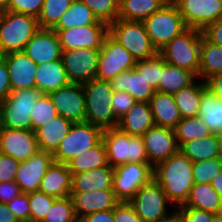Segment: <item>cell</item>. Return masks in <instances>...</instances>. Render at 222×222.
<instances>
[{
  "label": "cell",
  "instance_id": "e7e4bbea",
  "mask_svg": "<svg viewBox=\"0 0 222 222\" xmlns=\"http://www.w3.org/2000/svg\"><path fill=\"white\" fill-rule=\"evenodd\" d=\"M212 222H222V212L214 214Z\"/></svg>",
  "mask_w": 222,
  "mask_h": 222
},
{
  "label": "cell",
  "instance_id": "4fadbf2b",
  "mask_svg": "<svg viewBox=\"0 0 222 222\" xmlns=\"http://www.w3.org/2000/svg\"><path fill=\"white\" fill-rule=\"evenodd\" d=\"M100 49L62 51L61 59L70 83L84 84L96 78Z\"/></svg>",
  "mask_w": 222,
  "mask_h": 222
},
{
  "label": "cell",
  "instance_id": "f907efd6",
  "mask_svg": "<svg viewBox=\"0 0 222 222\" xmlns=\"http://www.w3.org/2000/svg\"><path fill=\"white\" fill-rule=\"evenodd\" d=\"M175 210L181 222H212L214 216V213L192 207H178Z\"/></svg>",
  "mask_w": 222,
  "mask_h": 222
},
{
  "label": "cell",
  "instance_id": "1f68e13d",
  "mask_svg": "<svg viewBox=\"0 0 222 222\" xmlns=\"http://www.w3.org/2000/svg\"><path fill=\"white\" fill-rule=\"evenodd\" d=\"M206 88V82L197 78L191 85L173 95L182 118L198 116L202 93Z\"/></svg>",
  "mask_w": 222,
  "mask_h": 222
},
{
  "label": "cell",
  "instance_id": "91938a15",
  "mask_svg": "<svg viewBox=\"0 0 222 222\" xmlns=\"http://www.w3.org/2000/svg\"><path fill=\"white\" fill-rule=\"evenodd\" d=\"M0 222H19L7 204L0 202Z\"/></svg>",
  "mask_w": 222,
  "mask_h": 222
},
{
  "label": "cell",
  "instance_id": "d6a6232c",
  "mask_svg": "<svg viewBox=\"0 0 222 222\" xmlns=\"http://www.w3.org/2000/svg\"><path fill=\"white\" fill-rule=\"evenodd\" d=\"M196 79L197 76L193 72L166 63L156 91L174 95L182 88L191 85Z\"/></svg>",
  "mask_w": 222,
  "mask_h": 222
},
{
  "label": "cell",
  "instance_id": "6f0895ef",
  "mask_svg": "<svg viewBox=\"0 0 222 222\" xmlns=\"http://www.w3.org/2000/svg\"><path fill=\"white\" fill-rule=\"evenodd\" d=\"M79 222H115L113 210L99 211L83 217Z\"/></svg>",
  "mask_w": 222,
  "mask_h": 222
},
{
  "label": "cell",
  "instance_id": "f1b7e54d",
  "mask_svg": "<svg viewBox=\"0 0 222 222\" xmlns=\"http://www.w3.org/2000/svg\"><path fill=\"white\" fill-rule=\"evenodd\" d=\"M149 103L155 125L174 129L182 120L172 94L156 91Z\"/></svg>",
  "mask_w": 222,
  "mask_h": 222
},
{
  "label": "cell",
  "instance_id": "4dcf8cb0",
  "mask_svg": "<svg viewBox=\"0 0 222 222\" xmlns=\"http://www.w3.org/2000/svg\"><path fill=\"white\" fill-rule=\"evenodd\" d=\"M169 0H119L118 19L143 22Z\"/></svg>",
  "mask_w": 222,
  "mask_h": 222
},
{
  "label": "cell",
  "instance_id": "603a6c76",
  "mask_svg": "<svg viewBox=\"0 0 222 222\" xmlns=\"http://www.w3.org/2000/svg\"><path fill=\"white\" fill-rule=\"evenodd\" d=\"M111 84L113 91L128 92L137 102H149L156 92L135 68L118 74Z\"/></svg>",
  "mask_w": 222,
  "mask_h": 222
},
{
  "label": "cell",
  "instance_id": "7402d4cb",
  "mask_svg": "<svg viewBox=\"0 0 222 222\" xmlns=\"http://www.w3.org/2000/svg\"><path fill=\"white\" fill-rule=\"evenodd\" d=\"M70 196L79 221L95 212L113 210L120 203L113 190L71 192Z\"/></svg>",
  "mask_w": 222,
  "mask_h": 222
},
{
  "label": "cell",
  "instance_id": "836d02e7",
  "mask_svg": "<svg viewBox=\"0 0 222 222\" xmlns=\"http://www.w3.org/2000/svg\"><path fill=\"white\" fill-rule=\"evenodd\" d=\"M222 73V47L211 43L204 35L200 45L199 79L207 81Z\"/></svg>",
  "mask_w": 222,
  "mask_h": 222
},
{
  "label": "cell",
  "instance_id": "ac0fdd59",
  "mask_svg": "<svg viewBox=\"0 0 222 222\" xmlns=\"http://www.w3.org/2000/svg\"><path fill=\"white\" fill-rule=\"evenodd\" d=\"M54 162L52 153L38 150L26 161L20 163L15 182L22 193L29 194L39 191L41 180Z\"/></svg>",
  "mask_w": 222,
  "mask_h": 222
},
{
  "label": "cell",
  "instance_id": "03108f58",
  "mask_svg": "<svg viewBox=\"0 0 222 222\" xmlns=\"http://www.w3.org/2000/svg\"><path fill=\"white\" fill-rule=\"evenodd\" d=\"M165 222H181L180 218L176 215H174L171 219L165 221Z\"/></svg>",
  "mask_w": 222,
  "mask_h": 222
},
{
  "label": "cell",
  "instance_id": "94428289",
  "mask_svg": "<svg viewBox=\"0 0 222 222\" xmlns=\"http://www.w3.org/2000/svg\"><path fill=\"white\" fill-rule=\"evenodd\" d=\"M210 184L222 198V170L212 179Z\"/></svg>",
  "mask_w": 222,
  "mask_h": 222
},
{
  "label": "cell",
  "instance_id": "60d3db41",
  "mask_svg": "<svg viewBox=\"0 0 222 222\" xmlns=\"http://www.w3.org/2000/svg\"><path fill=\"white\" fill-rule=\"evenodd\" d=\"M41 222H79L72 197L56 198Z\"/></svg>",
  "mask_w": 222,
  "mask_h": 222
},
{
  "label": "cell",
  "instance_id": "52a82bcc",
  "mask_svg": "<svg viewBox=\"0 0 222 222\" xmlns=\"http://www.w3.org/2000/svg\"><path fill=\"white\" fill-rule=\"evenodd\" d=\"M128 203L143 222H165L176 215V210L168 212L172 203L154 178L144 184Z\"/></svg>",
  "mask_w": 222,
  "mask_h": 222
},
{
  "label": "cell",
  "instance_id": "8d00e7d4",
  "mask_svg": "<svg viewBox=\"0 0 222 222\" xmlns=\"http://www.w3.org/2000/svg\"><path fill=\"white\" fill-rule=\"evenodd\" d=\"M198 116L213 133L222 132V101L208 88L202 93Z\"/></svg>",
  "mask_w": 222,
  "mask_h": 222
},
{
  "label": "cell",
  "instance_id": "5b68a950",
  "mask_svg": "<svg viewBox=\"0 0 222 222\" xmlns=\"http://www.w3.org/2000/svg\"><path fill=\"white\" fill-rule=\"evenodd\" d=\"M202 30L187 28L171 40L159 54L170 65L187 69L199 79L200 45Z\"/></svg>",
  "mask_w": 222,
  "mask_h": 222
},
{
  "label": "cell",
  "instance_id": "d590c367",
  "mask_svg": "<svg viewBox=\"0 0 222 222\" xmlns=\"http://www.w3.org/2000/svg\"><path fill=\"white\" fill-rule=\"evenodd\" d=\"M108 165L107 150L103 140L67 163L71 173H81Z\"/></svg>",
  "mask_w": 222,
  "mask_h": 222
},
{
  "label": "cell",
  "instance_id": "ba28073f",
  "mask_svg": "<svg viewBox=\"0 0 222 222\" xmlns=\"http://www.w3.org/2000/svg\"><path fill=\"white\" fill-rule=\"evenodd\" d=\"M142 23L158 52L187 29L180 11L172 1L167 2Z\"/></svg>",
  "mask_w": 222,
  "mask_h": 222
},
{
  "label": "cell",
  "instance_id": "681fc988",
  "mask_svg": "<svg viewBox=\"0 0 222 222\" xmlns=\"http://www.w3.org/2000/svg\"><path fill=\"white\" fill-rule=\"evenodd\" d=\"M7 206L14 212L19 222H30L29 194H19L7 203Z\"/></svg>",
  "mask_w": 222,
  "mask_h": 222
},
{
  "label": "cell",
  "instance_id": "f5cc1de1",
  "mask_svg": "<svg viewBox=\"0 0 222 222\" xmlns=\"http://www.w3.org/2000/svg\"><path fill=\"white\" fill-rule=\"evenodd\" d=\"M113 212L115 222H143L128 202H120Z\"/></svg>",
  "mask_w": 222,
  "mask_h": 222
},
{
  "label": "cell",
  "instance_id": "d6986e66",
  "mask_svg": "<svg viewBox=\"0 0 222 222\" xmlns=\"http://www.w3.org/2000/svg\"><path fill=\"white\" fill-rule=\"evenodd\" d=\"M39 150L37 137L33 130H18L1 127L0 152L23 162Z\"/></svg>",
  "mask_w": 222,
  "mask_h": 222
},
{
  "label": "cell",
  "instance_id": "f6af8a7d",
  "mask_svg": "<svg viewBox=\"0 0 222 222\" xmlns=\"http://www.w3.org/2000/svg\"><path fill=\"white\" fill-rule=\"evenodd\" d=\"M58 116L52 100L47 94H42L31 112V127L35 131L49 120Z\"/></svg>",
  "mask_w": 222,
  "mask_h": 222
},
{
  "label": "cell",
  "instance_id": "7dc6e473",
  "mask_svg": "<svg viewBox=\"0 0 222 222\" xmlns=\"http://www.w3.org/2000/svg\"><path fill=\"white\" fill-rule=\"evenodd\" d=\"M44 0H10L8 11L38 17Z\"/></svg>",
  "mask_w": 222,
  "mask_h": 222
},
{
  "label": "cell",
  "instance_id": "816d5d0a",
  "mask_svg": "<svg viewBox=\"0 0 222 222\" xmlns=\"http://www.w3.org/2000/svg\"><path fill=\"white\" fill-rule=\"evenodd\" d=\"M20 161L0 152V182L15 181Z\"/></svg>",
  "mask_w": 222,
  "mask_h": 222
},
{
  "label": "cell",
  "instance_id": "ee69618b",
  "mask_svg": "<svg viewBox=\"0 0 222 222\" xmlns=\"http://www.w3.org/2000/svg\"><path fill=\"white\" fill-rule=\"evenodd\" d=\"M222 170L219 157L193 162L192 175L194 184L211 183L212 179Z\"/></svg>",
  "mask_w": 222,
  "mask_h": 222
},
{
  "label": "cell",
  "instance_id": "44dd1931",
  "mask_svg": "<svg viewBox=\"0 0 222 222\" xmlns=\"http://www.w3.org/2000/svg\"><path fill=\"white\" fill-rule=\"evenodd\" d=\"M10 77L11 90L36 88L37 64L23 51L11 52L2 56Z\"/></svg>",
  "mask_w": 222,
  "mask_h": 222
},
{
  "label": "cell",
  "instance_id": "ab89813d",
  "mask_svg": "<svg viewBox=\"0 0 222 222\" xmlns=\"http://www.w3.org/2000/svg\"><path fill=\"white\" fill-rule=\"evenodd\" d=\"M74 0H44L37 17L40 28L52 29Z\"/></svg>",
  "mask_w": 222,
  "mask_h": 222
},
{
  "label": "cell",
  "instance_id": "5bb4252c",
  "mask_svg": "<svg viewBox=\"0 0 222 222\" xmlns=\"http://www.w3.org/2000/svg\"><path fill=\"white\" fill-rule=\"evenodd\" d=\"M180 11L187 28L204 30L222 19L221 0H172Z\"/></svg>",
  "mask_w": 222,
  "mask_h": 222
},
{
  "label": "cell",
  "instance_id": "f35d334b",
  "mask_svg": "<svg viewBox=\"0 0 222 222\" xmlns=\"http://www.w3.org/2000/svg\"><path fill=\"white\" fill-rule=\"evenodd\" d=\"M174 131L179 148L184 143L199 138L201 139L213 134V132L207 127L203 120L199 118V116L182 118V120L174 128Z\"/></svg>",
  "mask_w": 222,
  "mask_h": 222
},
{
  "label": "cell",
  "instance_id": "83f0119b",
  "mask_svg": "<svg viewBox=\"0 0 222 222\" xmlns=\"http://www.w3.org/2000/svg\"><path fill=\"white\" fill-rule=\"evenodd\" d=\"M154 119L149 102H136L119 120L117 127L129 135L142 136L154 126Z\"/></svg>",
  "mask_w": 222,
  "mask_h": 222
},
{
  "label": "cell",
  "instance_id": "f546056e",
  "mask_svg": "<svg viewBox=\"0 0 222 222\" xmlns=\"http://www.w3.org/2000/svg\"><path fill=\"white\" fill-rule=\"evenodd\" d=\"M180 207H192L216 214L222 212V198L210 183L194 184L187 201Z\"/></svg>",
  "mask_w": 222,
  "mask_h": 222
},
{
  "label": "cell",
  "instance_id": "9a60e30c",
  "mask_svg": "<svg viewBox=\"0 0 222 222\" xmlns=\"http://www.w3.org/2000/svg\"><path fill=\"white\" fill-rule=\"evenodd\" d=\"M53 30L58 35L62 51L80 48L101 49L104 38L109 33V26L92 24Z\"/></svg>",
  "mask_w": 222,
  "mask_h": 222
},
{
  "label": "cell",
  "instance_id": "b9f144b4",
  "mask_svg": "<svg viewBox=\"0 0 222 222\" xmlns=\"http://www.w3.org/2000/svg\"><path fill=\"white\" fill-rule=\"evenodd\" d=\"M165 64L163 57L158 53L152 58L137 61L134 68L138 73L143 74L148 84L156 90Z\"/></svg>",
  "mask_w": 222,
  "mask_h": 222
},
{
  "label": "cell",
  "instance_id": "74e56055",
  "mask_svg": "<svg viewBox=\"0 0 222 222\" xmlns=\"http://www.w3.org/2000/svg\"><path fill=\"white\" fill-rule=\"evenodd\" d=\"M179 150L192 162L219 157L217 134L184 143Z\"/></svg>",
  "mask_w": 222,
  "mask_h": 222
},
{
  "label": "cell",
  "instance_id": "be15d7a7",
  "mask_svg": "<svg viewBox=\"0 0 222 222\" xmlns=\"http://www.w3.org/2000/svg\"><path fill=\"white\" fill-rule=\"evenodd\" d=\"M10 0H0V12L6 11L9 7Z\"/></svg>",
  "mask_w": 222,
  "mask_h": 222
},
{
  "label": "cell",
  "instance_id": "7a4b0ae2",
  "mask_svg": "<svg viewBox=\"0 0 222 222\" xmlns=\"http://www.w3.org/2000/svg\"><path fill=\"white\" fill-rule=\"evenodd\" d=\"M85 94V121L103 130L117 127L119 120L112 108L113 87L111 81L93 79L82 84Z\"/></svg>",
  "mask_w": 222,
  "mask_h": 222
},
{
  "label": "cell",
  "instance_id": "3957f363",
  "mask_svg": "<svg viewBox=\"0 0 222 222\" xmlns=\"http://www.w3.org/2000/svg\"><path fill=\"white\" fill-rule=\"evenodd\" d=\"M39 29L34 16L8 10L0 12V56L23 51Z\"/></svg>",
  "mask_w": 222,
  "mask_h": 222
},
{
  "label": "cell",
  "instance_id": "d4e9b609",
  "mask_svg": "<svg viewBox=\"0 0 222 222\" xmlns=\"http://www.w3.org/2000/svg\"><path fill=\"white\" fill-rule=\"evenodd\" d=\"M72 173L67 164L53 162L41 180L39 191L54 198L71 195Z\"/></svg>",
  "mask_w": 222,
  "mask_h": 222
},
{
  "label": "cell",
  "instance_id": "9c48e42d",
  "mask_svg": "<svg viewBox=\"0 0 222 222\" xmlns=\"http://www.w3.org/2000/svg\"><path fill=\"white\" fill-rule=\"evenodd\" d=\"M109 34L119 42L136 61L152 58L159 53L152 44L142 22L117 19L109 25Z\"/></svg>",
  "mask_w": 222,
  "mask_h": 222
},
{
  "label": "cell",
  "instance_id": "ffe728a7",
  "mask_svg": "<svg viewBox=\"0 0 222 222\" xmlns=\"http://www.w3.org/2000/svg\"><path fill=\"white\" fill-rule=\"evenodd\" d=\"M23 52L37 65L61 59L62 49L56 31L40 28Z\"/></svg>",
  "mask_w": 222,
  "mask_h": 222
},
{
  "label": "cell",
  "instance_id": "cb8c5ba5",
  "mask_svg": "<svg viewBox=\"0 0 222 222\" xmlns=\"http://www.w3.org/2000/svg\"><path fill=\"white\" fill-rule=\"evenodd\" d=\"M114 167L106 165L81 173H72L71 192L113 190Z\"/></svg>",
  "mask_w": 222,
  "mask_h": 222
},
{
  "label": "cell",
  "instance_id": "9f6ffc18",
  "mask_svg": "<svg viewBox=\"0 0 222 222\" xmlns=\"http://www.w3.org/2000/svg\"><path fill=\"white\" fill-rule=\"evenodd\" d=\"M202 32L211 43L222 47V19L209 24Z\"/></svg>",
  "mask_w": 222,
  "mask_h": 222
},
{
  "label": "cell",
  "instance_id": "db71d44e",
  "mask_svg": "<svg viewBox=\"0 0 222 222\" xmlns=\"http://www.w3.org/2000/svg\"><path fill=\"white\" fill-rule=\"evenodd\" d=\"M19 185L15 181L0 182V202L9 203L21 194Z\"/></svg>",
  "mask_w": 222,
  "mask_h": 222
},
{
  "label": "cell",
  "instance_id": "6125c7cd",
  "mask_svg": "<svg viewBox=\"0 0 222 222\" xmlns=\"http://www.w3.org/2000/svg\"><path fill=\"white\" fill-rule=\"evenodd\" d=\"M217 141H218V153H219V158L222 162V132L217 133Z\"/></svg>",
  "mask_w": 222,
  "mask_h": 222
},
{
  "label": "cell",
  "instance_id": "e575fe53",
  "mask_svg": "<svg viewBox=\"0 0 222 222\" xmlns=\"http://www.w3.org/2000/svg\"><path fill=\"white\" fill-rule=\"evenodd\" d=\"M92 24L105 23L99 21L85 3L74 0L52 29H67Z\"/></svg>",
  "mask_w": 222,
  "mask_h": 222
},
{
  "label": "cell",
  "instance_id": "277c9868",
  "mask_svg": "<svg viewBox=\"0 0 222 222\" xmlns=\"http://www.w3.org/2000/svg\"><path fill=\"white\" fill-rule=\"evenodd\" d=\"M102 140L112 167L126 163H149L142 136L129 135L118 127L103 130Z\"/></svg>",
  "mask_w": 222,
  "mask_h": 222
},
{
  "label": "cell",
  "instance_id": "4316f807",
  "mask_svg": "<svg viewBox=\"0 0 222 222\" xmlns=\"http://www.w3.org/2000/svg\"><path fill=\"white\" fill-rule=\"evenodd\" d=\"M35 81L36 88L47 95L70 83L62 59L38 64Z\"/></svg>",
  "mask_w": 222,
  "mask_h": 222
},
{
  "label": "cell",
  "instance_id": "c3c4849f",
  "mask_svg": "<svg viewBox=\"0 0 222 222\" xmlns=\"http://www.w3.org/2000/svg\"><path fill=\"white\" fill-rule=\"evenodd\" d=\"M112 108L115 117L120 120L137 102L128 92L113 91Z\"/></svg>",
  "mask_w": 222,
  "mask_h": 222
},
{
  "label": "cell",
  "instance_id": "680465c9",
  "mask_svg": "<svg viewBox=\"0 0 222 222\" xmlns=\"http://www.w3.org/2000/svg\"><path fill=\"white\" fill-rule=\"evenodd\" d=\"M207 88L222 101V73L211 76L207 81Z\"/></svg>",
  "mask_w": 222,
  "mask_h": 222
},
{
  "label": "cell",
  "instance_id": "2e32d148",
  "mask_svg": "<svg viewBox=\"0 0 222 222\" xmlns=\"http://www.w3.org/2000/svg\"><path fill=\"white\" fill-rule=\"evenodd\" d=\"M48 96L58 115L73 123L85 121L86 101L82 84L69 83Z\"/></svg>",
  "mask_w": 222,
  "mask_h": 222
},
{
  "label": "cell",
  "instance_id": "6da1fadb",
  "mask_svg": "<svg viewBox=\"0 0 222 222\" xmlns=\"http://www.w3.org/2000/svg\"><path fill=\"white\" fill-rule=\"evenodd\" d=\"M192 168L193 162L180 150L153 168V178L175 209L185 204L194 185Z\"/></svg>",
  "mask_w": 222,
  "mask_h": 222
},
{
  "label": "cell",
  "instance_id": "484cf974",
  "mask_svg": "<svg viewBox=\"0 0 222 222\" xmlns=\"http://www.w3.org/2000/svg\"><path fill=\"white\" fill-rule=\"evenodd\" d=\"M73 122L58 115L35 130L39 150L54 153Z\"/></svg>",
  "mask_w": 222,
  "mask_h": 222
},
{
  "label": "cell",
  "instance_id": "8992f818",
  "mask_svg": "<svg viewBox=\"0 0 222 222\" xmlns=\"http://www.w3.org/2000/svg\"><path fill=\"white\" fill-rule=\"evenodd\" d=\"M41 95L37 88L11 91L0 103L1 127L32 130L31 112Z\"/></svg>",
  "mask_w": 222,
  "mask_h": 222
},
{
  "label": "cell",
  "instance_id": "8fae6325",
  "mask_svg": "<svg viewBox=\"0 0 222 222\" xmlns=\"http://www.w3.org/2000/svg\"><path fill=\"white\" fill-rule=\"evenodd\" d=\"M153 178L149 163H126L114 168L113 191L119 202H129Z\"/></svg>",
  "mask_w": 222,
  "mask_h": 222
},
{
  "label": "cell",
  "instance_id": "7bdbcfd3",
  "mask_svg": "<svg viewBox=\"0 0 222 222\" xmlns=\"http://www.w3.org/2000/svg\"><path fill=\"white\" fill-rule=\"evenodd\" d=\"M93 12L95 17L108 26L118 19L119 0H80Z\"/></svg>",
  "mask_w": 222,
  "mask_h": 222
},
{
  "label": "cell",
  "instance_id": "11a10c76",
  "mask_svg": "<svg viewBox=\"0 0 222 222\" xmlns=\"http://www.w3.org/2000/svg\"><path fill=\"white\" fill-rule=\"evenodd\" d=\"M10 77L6 62L0 56V103L4 101L11 93Z\"/></svg>",
  "mask_w": 222,
  "mask_h": 222
},
{
  "label": "cell",
  "instance_id": "7c38bea8",
  "mask_svg": "<svg viewBox=\"0 0 222 222\" xmlns=\"http://www.w3.org/2000/svg\"><path fill=\"white\" fill-rule=\"evenodd\" d=\"M136 62V59L108 33L100 49L96 79L111 81L123 71L133 69Z\"/></svg>",
  "mask_w": 222,
  "mask_h": 222
},
{
  "label": "cell",
  "instance_id": "30bf717a",
  "mask_svg": "<svg viewBox=\"0 0 222 222\" xmlns=\"http://www.w3.org/2000/svg\"><path fill=\"white\" fill-rule=\"evenodd\" d=\"M103 129L89 122L73 123L67 135L52 154L55 162L67 164L74 157L96 146L102 140Z\"/></svg>",
  "mask_w": 222,
  "mask_h": 222
},
{
  "label": "cell",
  "instance_id": "e0dca14e",
  "mask_svg": "<svg viewBox=\"0 0 222 222\" xmlns=\"http://www.w3.org/2000/svg\"><path fill=\"white\" fill-rule=\"evenodd\" d=\"M142 137L148 162L153 168L166 161L179 150L175 131L172 128L154 125Z\"/></svg>",
  "mask_w": 222,
  "mask_h": 222
},
{
  "label": "cell",
  "instance_id": "bcb514c9",
  "mask_svg": "<svg viewBox=\"0 0 222 222\" xmlns=\"http://www.w3.org/2000/svg\"><path fill=\"white\" fill-rule=\"evenodd\" d=\"M55 199L41 191L29 193L30 222H41Z\"/></svg>",
  "mask_w": 222,
  "mask_h": 222
}]
</instances>
